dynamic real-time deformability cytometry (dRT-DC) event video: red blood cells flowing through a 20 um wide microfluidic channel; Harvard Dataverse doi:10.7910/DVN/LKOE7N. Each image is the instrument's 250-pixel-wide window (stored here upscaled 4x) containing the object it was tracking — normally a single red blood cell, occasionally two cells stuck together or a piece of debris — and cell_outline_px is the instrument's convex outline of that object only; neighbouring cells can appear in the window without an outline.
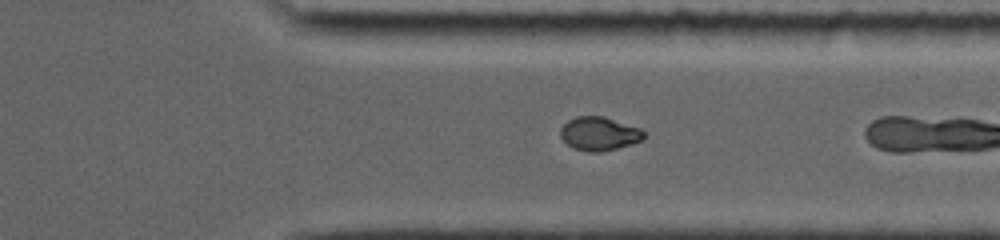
{"species": "common noctule bat (a hibernating species)", "species_latin": "Nyctalus noctula", "temperature_condition": "room temperature", "stored_images_in_passage": 26, "camera_frame_rate_fps": 5000, "um_per_image_px": 0.085, "animal": {"sex": "female", "body_mass_g": 19.0, "forearm_length_mm": 56.7}, "frame": {"image": 1, "passage_image": 15, "time_ms": 7.8, "image_size_px": [1000, 240], "cell_outline_px": [[644, 136], [640, 140], [616, 148], [600, 152], [588, 152], [572, 148], [560, 136], [560, 128], [568, 120], [576, 116], [604, 116], [640, 128], [644, 132]], "centroid_in_image_um": [50.88, 11.35], "position_along_channel_um": 360.5, "area_um2": 16.18}, "authors_computed_cell_mechanics": {"area_um2": 16.7331, "velocity_mm_per_s": 3.9612, "shape_relaxation_time_tau1_ms": null, "shape_relaxation_time_tau2_ms": 2.6714, "deformation_change_tau1": null, "deformation_change_tau2": 0.0426}}